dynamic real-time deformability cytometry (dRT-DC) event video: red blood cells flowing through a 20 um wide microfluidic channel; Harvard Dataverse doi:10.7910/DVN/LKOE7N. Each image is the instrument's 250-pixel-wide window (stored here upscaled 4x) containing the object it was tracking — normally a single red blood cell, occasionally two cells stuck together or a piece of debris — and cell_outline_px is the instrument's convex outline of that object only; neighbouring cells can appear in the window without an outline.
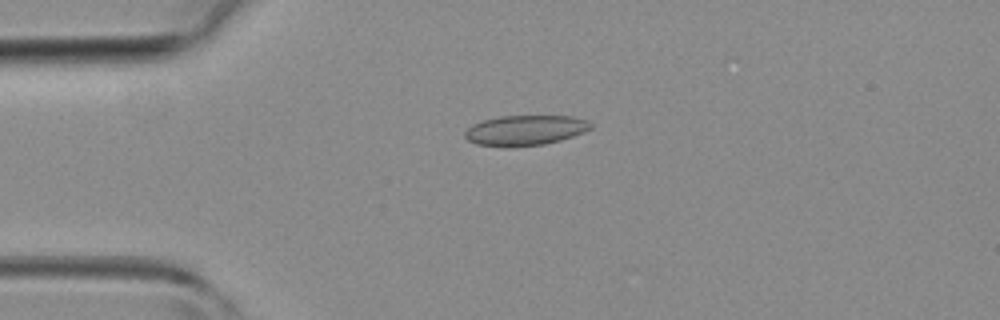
{"species": "common noctule bat (a hibernating species)", "species_latin": "Nyctalus noctula", "temperature_condition": "room temperature", "stored_images_in_passage": 43, "camera_frame_rate_fps": 3000, "um_per_image_px": 0.085, "animal": {"sex": "female", "body_mass_g": 19.3, "forearm_length_mm": 54.1}, "frame": {"image": 1, "passage_image": 10, "time_ms": 3.0, "image_size_px": [1000, 320], "cell_outline_px": [[592, 128], [584, 132], [560, 140], [544, 144], [508, 148], [504, 148], [476, 144], [468, 140], [464, 136], [464, 132], [472, 124], [484, 120], [500, 116], [572, 116], [588, 120], [592, 124]], "centroid_in_image_um": [44.62, 11.09], "position_along_channel_um": 40.4, "area_um2": 22.37}}
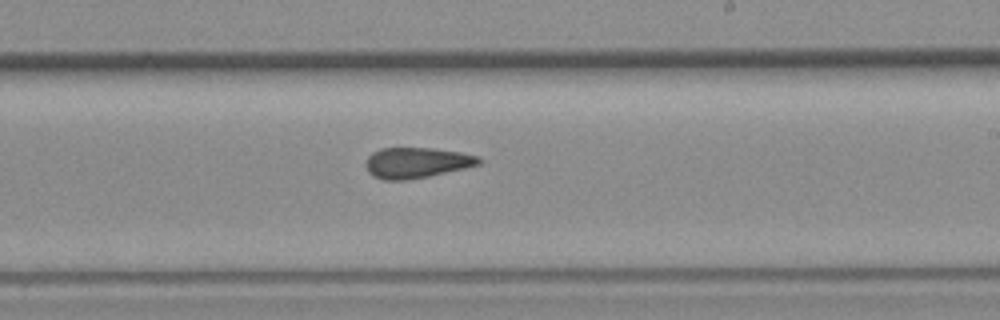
{"frame": {"image": 2, "passage_image": 25, "time_ms": 8.0, "image_size_px": [1000, 320], "cell_outline_px": [[484, 160], [480, 164], [464, 168], [428, 176], [408, 180], [384, 180], [368, 172], [364, 164], [368, 156], [372, 152], [380, 148], [432, 148], [460, 152], [480, 156]], "centroid_in_image_um": [35.41, 13.82], "position_along_channel_um": 253.6, "area_um2": 20.23}}
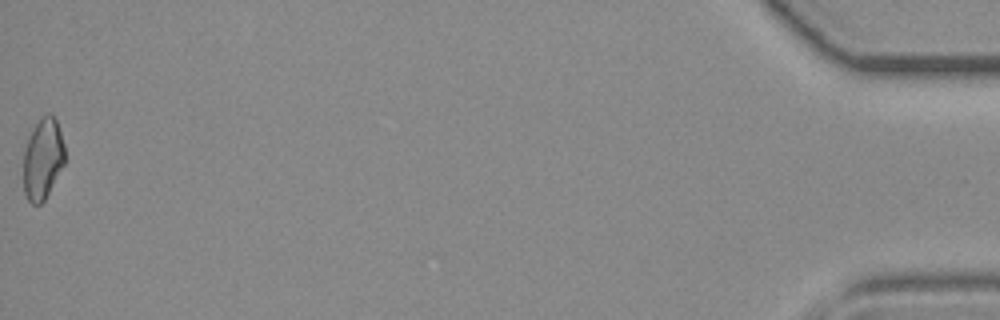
{"frame": {"image": 3, "passage_image": 43, "time_ms": 14.0, "image_size_px": [1000, 320], "cell_outline_px": [[64, 164], [44, 200], [40, 204], [32, 204], [28, 200], [24, 192], [24, 148], [32, 128], [40, 116], [48, 112], [52, 112], [56, 120], [64, 144]], "centroid_in_image_um": [3.63, 13.45], "position_along_channel_um": 431.6, "area_um2": 19.59}}